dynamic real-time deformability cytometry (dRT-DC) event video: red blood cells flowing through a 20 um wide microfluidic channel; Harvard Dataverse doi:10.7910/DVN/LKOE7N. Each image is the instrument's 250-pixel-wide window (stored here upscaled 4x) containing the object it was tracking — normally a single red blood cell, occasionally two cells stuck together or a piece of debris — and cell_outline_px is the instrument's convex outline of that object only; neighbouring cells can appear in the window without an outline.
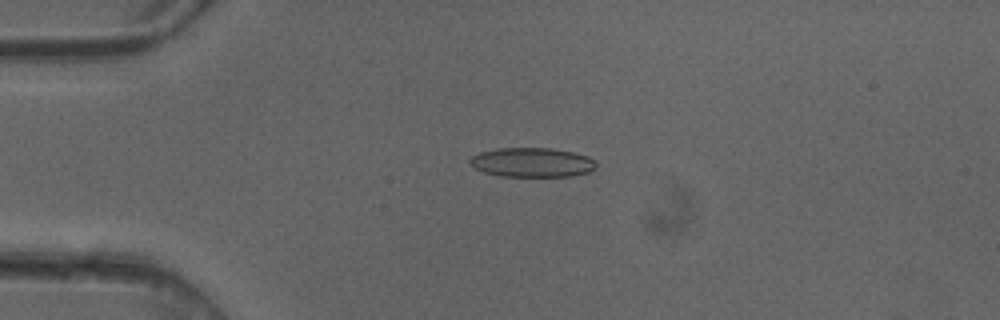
{"species": "common noctule bat (a hibernating species)", "species_latin": "Nyctalus noctula", "temperature_condition": "cold", "stored_images_in_passage": 4, "camera_frame_rate_fps": 3000, "um_per_image_px": 0.085, "animal": {"sex": "female"}, "frame": {"image": 1, "passage_image": 3, "time_ms": 0.667, "image_size_px": [1000, 320], "cell_outline_px": [[596, 168], [588, 172], [572, 176], [500, 176], [484, 172], [476, 168], [468, 160], [472, 156], [480, 152], [496, 148], [552, 148], [572, 152], [588, 156], [596, 164]], "centroid_in_image_um": [45.22, 13.8], "position_along_channel_um": 39.8, "area_um2": 21.5}}